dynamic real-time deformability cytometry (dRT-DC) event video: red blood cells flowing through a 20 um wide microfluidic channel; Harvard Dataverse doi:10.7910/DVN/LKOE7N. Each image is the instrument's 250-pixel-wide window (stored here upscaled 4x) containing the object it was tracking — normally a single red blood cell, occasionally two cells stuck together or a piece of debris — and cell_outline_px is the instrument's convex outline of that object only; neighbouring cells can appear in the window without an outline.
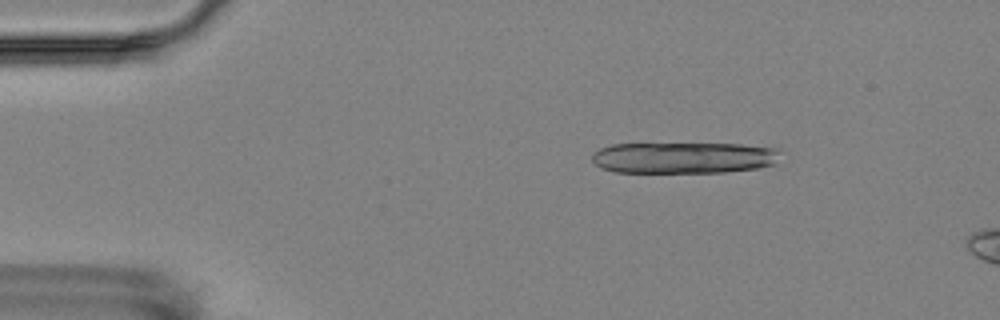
{"species": "Egyptian fruit bat (a non-hibernating species)", "species_latin": "Rousettus aegyptiacus", "temperature_condition": "room temperature", "stored_images_in_passage": 4, "camera_frame_rate_fps": 3000, "um_per_image_px": 0.085, "animal": {"sex": "female"}, "frame": {"image": 1, "passage_image": 1, "time_ms": 0.0, "image_size_px": [1000, 320], "cell_outline_px": [[780, 152], [776, 164], [760, 168], [724, 172], [616, 172], [600, 168], [592, 160], [592, 152], [600, 148], [612, 144], [740, 144], [780, 148]], "centroid_in_image_um": [58.14, 13.4], "position_along_channel_um": 26.9, "area_um2": 34.62}}